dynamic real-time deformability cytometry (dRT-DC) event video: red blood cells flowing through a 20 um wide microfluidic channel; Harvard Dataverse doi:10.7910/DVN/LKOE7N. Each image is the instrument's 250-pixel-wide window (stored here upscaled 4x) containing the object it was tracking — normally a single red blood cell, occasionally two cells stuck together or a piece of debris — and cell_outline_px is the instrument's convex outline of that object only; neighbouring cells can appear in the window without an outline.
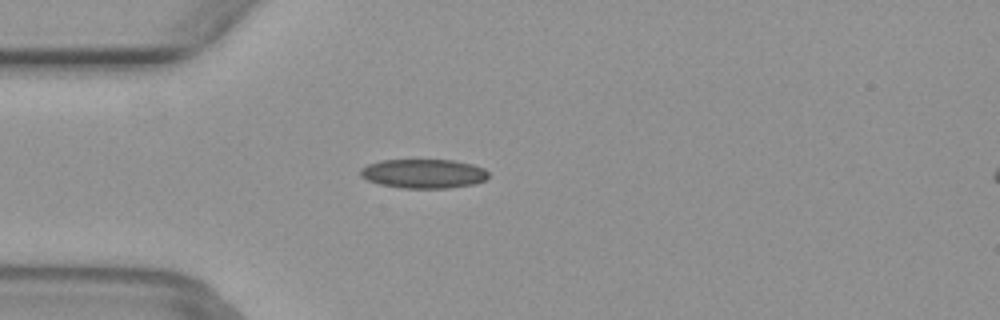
{"species": "common noctule bat (a hibernating species)", "species_latin": "Nyctalus noctula", "temperature_condition": "warm", "stored_images_in_passage": 9, "camera_frame_rate_fps": 3000, "um_per_image_px": 0.085, "animal": {"sex": "female", "body_mass_g": 29.2, "forearm_length_mm": 56.3}, "frame": {"image": 1, "passage_image": 4, "time_ms": 1.0, "image_size_px": [1000, 320], "cell_outline_px": [[488, 176], [484, 180], [472, 184], [448, 188], [400, 188], [380, 184], [368, 180], [360, 176], [360, 168], [368, 164], [380, 160], [452, 160], [472, 164], [484, 168], [488, 172]], "centroid_in_image_um": [35.97, 14.75], "position_along_channel_um": 49.0, "area_um2": 21.73}}
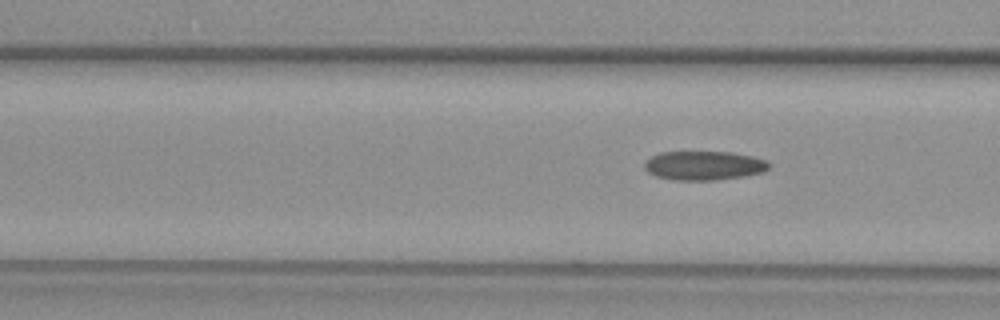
{"frame": {"image": 2, "passage_image": 9, "time_ms": 2.667, "image_size_px": [1000, 320], "cell_outline_px": [[844, 284], [832, 288], [744, 288], [700, 284], [700, 280], [708, 276], [732, 272], [808, 276], [844, 280]], "centroid_in_image_um": [65.41, 23.89], "position_along_channel_um": 101.2, "area_um2": 12.48}}